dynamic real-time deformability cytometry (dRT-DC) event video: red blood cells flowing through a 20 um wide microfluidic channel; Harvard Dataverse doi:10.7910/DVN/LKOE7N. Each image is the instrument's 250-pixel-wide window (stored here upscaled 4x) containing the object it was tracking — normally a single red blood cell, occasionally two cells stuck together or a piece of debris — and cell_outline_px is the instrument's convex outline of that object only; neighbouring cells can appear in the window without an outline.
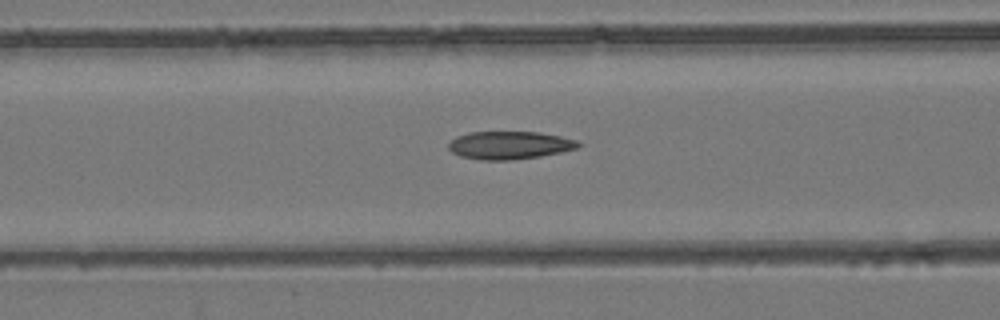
{"species": "common noctule bat (a hibernating species)", "species_latin": "Nyctalus noctula", "temperature_condition": "room temperature", "stored_images_in_passage": 48, "camera_frame_rate_fps": 3000, "um_per_image_px": 0.085, "animal": {"sex": "female", "body_mass_g": 24.6, "forearm_length_mm": 56.2}, "frame": {"image": 1, "passage_image": 18, "time_ms": 5.667, "image_size_px": [1000, 320], "cell_outline_px": [[584, 144], [576, 148], [560, 152], [540, 156], [512, 160], [480, 160], [460, 156], [452, 152], [448, 148], [448, 144], [456, 136], [468, 132], [540, 132], [560, 136], [576, 140]], "centroid_in_image_um": [43.3, 12.34], "position_along_channel_um": 123.3, "area_um2": 21.15}}
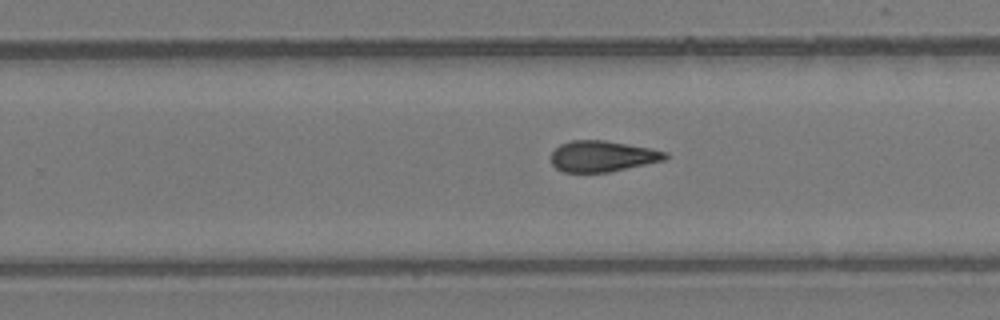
{"frame": {"image": 2, "passage_image": 30, "time_ms": 9.667, "image_size_px": [1000, 320], "cell_outline_px": [[668, 156], [664, 160], [608, 172], [564, 172], [556, 168], [552, 164], [552, 152], [560, 144], [572, 140], [604, 140], [652, 148], [668, 152]], "centroid_in_image_um": [51.21, 13.27], "position_along_channel_um": 278.6, "area_um2": 20.52}}
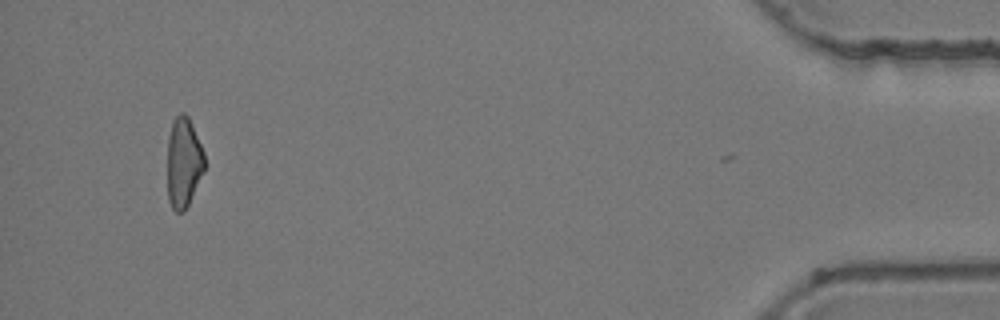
{"frame": {"image": 3, "passage_image": 47, "time_ms": 15.333, "image_size_px": [1000, 320], "cell_outline_px": [[204, 168], [188, 204], [184, 212], [176, 212], [172, 208], [168, 200], [168, 136], [172, 120], [180, 112], [184, 112], [188, 116], [204, 152]], "centroid_in_image_um": [15.58, 13.78], "position_along_channel_um": 419.6, "area_um2": 19.31}, "authors_computed_cell_mechanics": {"area_um2": 21.097, "velocity_mm_per_s": 3.8888, "shape_relaxation_time_tau1_ms": null, "shape_relaxation_time_tau2_ms": 4.0751, "deformation_change_tau1": null, "deformation_change_tau2": 0.1239}}